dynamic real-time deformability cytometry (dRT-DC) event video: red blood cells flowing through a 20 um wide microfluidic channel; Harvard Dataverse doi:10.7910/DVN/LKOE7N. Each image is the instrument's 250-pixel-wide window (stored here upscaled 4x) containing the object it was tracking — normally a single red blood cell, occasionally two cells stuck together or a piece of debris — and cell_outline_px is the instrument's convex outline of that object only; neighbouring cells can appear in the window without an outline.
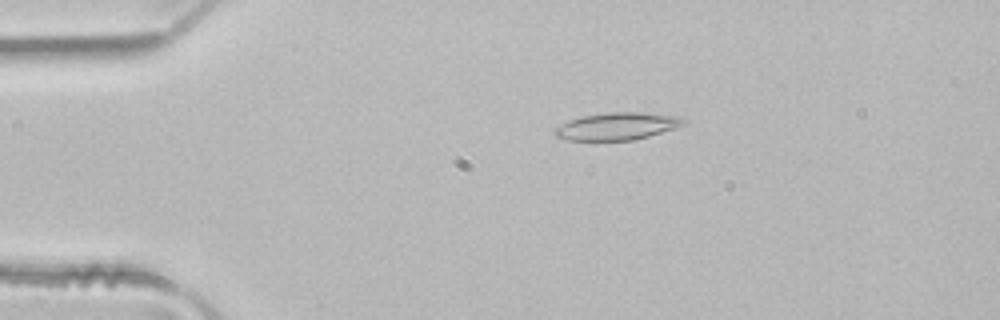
{"species": "common noctule bat (a hibernating species)", "species_latin": "Nyctalus noctula", "temperature_condition": "room temperature", "stored_images_in_passage": 5, "camera_frame_rate_fps": 3000, "um_per_image_px": 0.085, "animal": {"sex": "male", "body_mass_g": 21.5, "forearm_length_mm": 52.0}, "frame": {"image": 1, "passage_image": 3, "time_ms": 0.667, "image_size_px": [1000, 320], "cell_outline_px": [[688, 120], [684, 124], [676, 128], [648, 136], [632, 140], [564, 140], [556, 136], [552, 132], [556, 128], [568, 120], [580, 116], [608, 112], [644, 112], [672, 116]], "centroid_in_image_um": [52.41, 10.73], "position_along_channel_um": 32.6, "area_um2": 20.46}}